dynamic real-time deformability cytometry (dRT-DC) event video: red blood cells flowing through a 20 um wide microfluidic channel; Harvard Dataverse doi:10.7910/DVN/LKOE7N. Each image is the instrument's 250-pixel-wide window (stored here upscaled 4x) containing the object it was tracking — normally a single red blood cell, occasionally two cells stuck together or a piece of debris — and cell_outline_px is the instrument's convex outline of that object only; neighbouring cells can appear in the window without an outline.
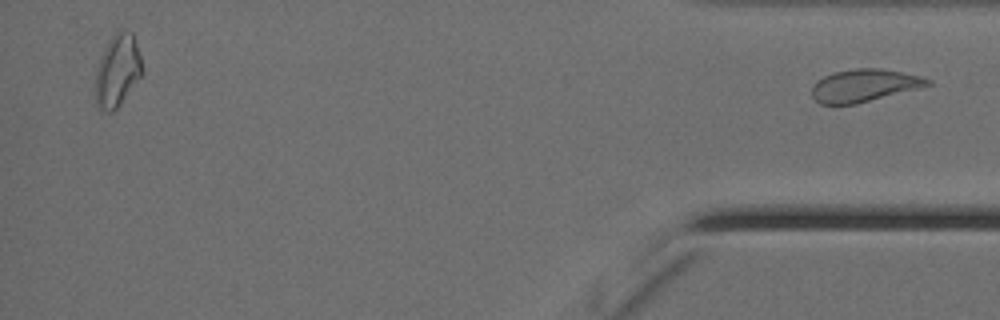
{"species": "Egyptian fruit bat (a non-hibernating species)", "species_latin": "Rousettus aegyptiacus", "temperature_condition": "cold", "stored_images_in_passage": 57, "segment_of_instrument_passage": [2, 2], "camera_frame_rate_fps": 3000, "um_per_image_px": 0.085, "animal": {"sex": "female"}, "frame": {"image": 1, "passage_image": 57, "time_ms": 18.667, "image_size_px": [1000, 320], "cell_outline_px": [[932, 84], [856, 104], [820, 104], [812, 96], [812, 88], [816, 80], [832, 72], [856, 68], [880, 68], [920, 76], [932, 80]], "centroid_in_image_um": [73.41, 7.26], "position_along_channel_um": 361.8, "area_um2": 21.73}}